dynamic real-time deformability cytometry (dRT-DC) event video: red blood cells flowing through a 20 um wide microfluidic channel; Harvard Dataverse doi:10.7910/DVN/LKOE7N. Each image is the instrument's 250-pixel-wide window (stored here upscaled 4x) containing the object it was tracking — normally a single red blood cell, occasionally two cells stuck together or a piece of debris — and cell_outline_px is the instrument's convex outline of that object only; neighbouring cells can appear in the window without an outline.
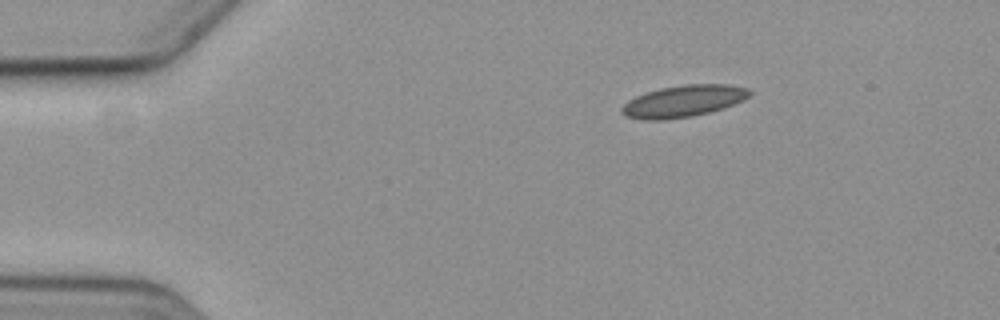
{"species": "common noctule bat (a hibernating species)", "species_latin": "Nyctalus noctula", "temperature_condition": "cold", "stored_images_in_passage": 5, "segment_of_instrument_passage": [2, 2], "camera_frame_rate_fps": 3000, "um_per_image_px": 0.085, "animal": {"sex": "female", "body_mass_g": 19.3, "forearm_length_mm": 54.1}, "frame": {"image": 1, "passage_image": 5, "time_ms": 6.333, "image_size_px": [1000, 320], "cell_outline_px": [[752, 92], [744, 100], [724, 108], [692, 116], [664, 120], [644, 120], [624, 116], [620, 112], [620, 108], [628, 100], [636, 96], [660, 88], [684, 84], [728, 84], [752, 88]], "centroid_in_image_um": [58.1, 8.59], "position_along_channel_um": 26.9, "area_um2": 23.87}}